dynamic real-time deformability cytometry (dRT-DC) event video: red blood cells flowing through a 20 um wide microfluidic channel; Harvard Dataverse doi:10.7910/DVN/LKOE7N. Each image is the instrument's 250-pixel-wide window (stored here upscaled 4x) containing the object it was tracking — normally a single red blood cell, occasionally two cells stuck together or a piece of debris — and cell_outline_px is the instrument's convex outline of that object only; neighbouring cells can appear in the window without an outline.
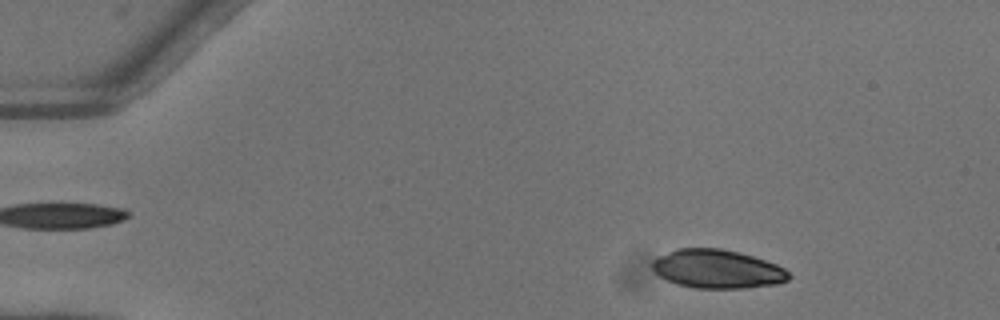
{"species": "common noctule bat (a hibernating species)", "species_latin": "Nyctalus noctula", "temperature_condition": "warm", "stored_images_in_passage": 49, "camera_frame_rate_fps": 3000, "um_per_image_px": 0.085, "animal": {"sex": "female"}, "frame": {"image": 1, "passage_image": 6, "time_ms": 1.667, "image_size_px": [1000, 320], "cell_outline_px": [[792, 276], [788, 280], [776, 284], [744, 288], [696, 288], [676, 284], [660, 276], [652, 268], [652, 260], [676, 248], [720, 248], [740, 252], [776, 264], [784, 268]], "centroid_in_image_um": [60.98, 22.86], "position_along_channel_um": 24.0, "area_um2": 30.69}}
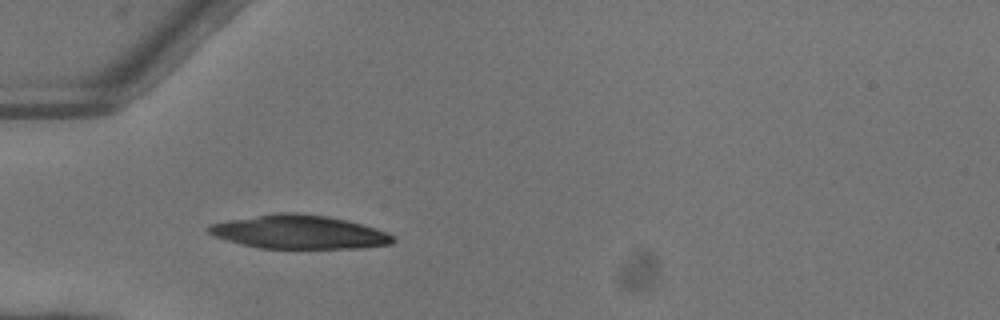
{"frame": {"image": 2, "passage_image": 15, "time_ms": 4.667, "image_size_px": [1000, 320], "cell_outline_px": [[396, 240], [392, 244], [360, 248], [260, 248], [212, 236], [204, 228], [208, 224], [228, 220], [276, 212], [296, 212], [328, 216], [348, 220], [376, 228], [388, 232], [396, 236]], "centroid_in_image_um": [25.44, 19.71], "position_along_channel_um": 59.6, "area_um2": 36.47}}